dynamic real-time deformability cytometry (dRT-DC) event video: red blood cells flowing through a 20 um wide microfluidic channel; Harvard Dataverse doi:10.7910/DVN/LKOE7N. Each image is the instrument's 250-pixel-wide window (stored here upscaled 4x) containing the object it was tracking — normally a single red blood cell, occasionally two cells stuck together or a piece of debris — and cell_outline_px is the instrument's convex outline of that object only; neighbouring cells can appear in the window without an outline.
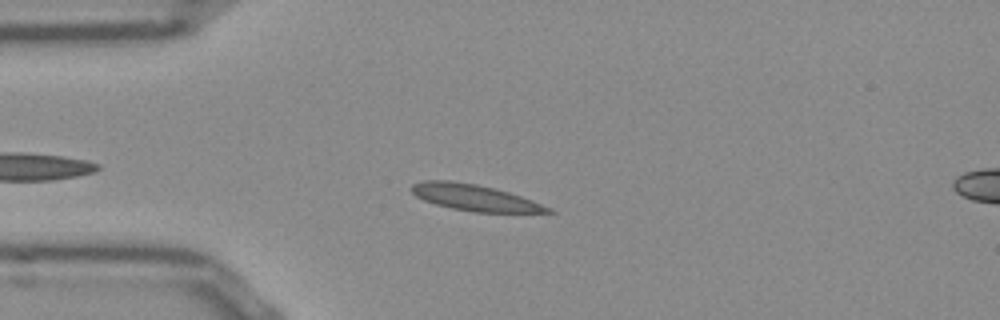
{"species": "Egyptian fruit bat (a non-hibernating species)", "species_latin": "Rousettus aegyptiacus", "temperature_condition": "room temperature", "stored_images_in_passage": 34, "camera_frame_rate_fps": 3000, "um_per_image_px": 0.085, "frame": {"image": 1, "passage_image": 7, "time_ms": 2.0, "image_size_px": [1000, 320], "cell_outline_px": [[556, 212], [476, 212], [452, 208], [436, 204], [424, 200], [416, 196], [412, 192], [412, 184], [424, 180], [452, 180], [476, 184], [508, 192], [532, 200], [552, 208]], "centroid_in_image_um": [40.33, 16.79], "position_along_channel_um": 44.7, "area_um2": 20.58}}
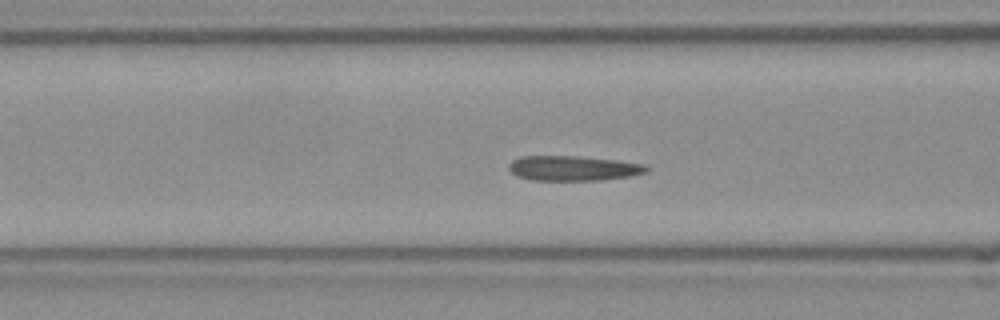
{"frame": {"image": 2, "passage_image": 14, "time_ms": 4.333, "image_size_px": [1000, 320], "cell_outline_px": [[648, 168], [644, 172], [628, 176], [600, 180], [532, 180], [516, 176], [508, 168], [508, 164], [512, 160], [520, 156], [576, 156], [612, 160], [644, 164]], "centroid_in_image_um": [48.63, 14.3], "position_along_channel_um": 118.0, "area_um2": 19.71}}
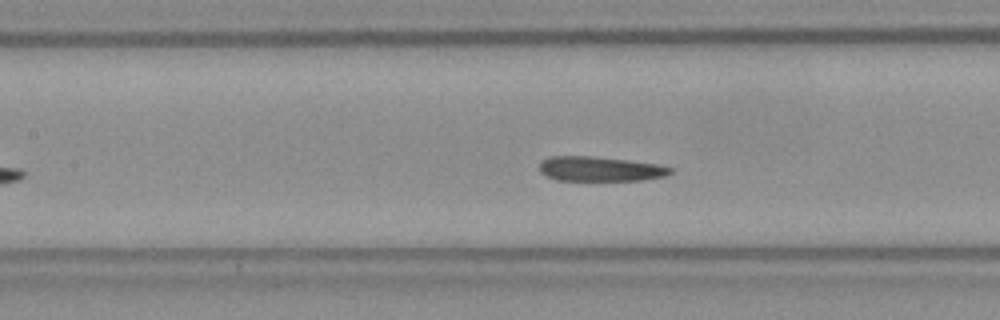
{"frame": {"image": 3, "passage_image": 17, "time_ms": 5.333, "image_size_px": [1000, 320], "cell_outline_px": [[672, 172], [664, 176], [640, 180], [556, 180], [540, 172], [540, 160], [548, 156], [592, 156], [628, 160], [656, 164], [672, 168]], "centroid_in_image_um": [50.96, 14.35], "position_along_channel_um": 156.4, "area_um2": 18.73}, "authors_computed_cell_mechanics": {"area_um2": 20.1144, "velocity_mm_per_s": 3.8295, "shape_relaxation_time_tau1_ms": null, "shape_relaxation_time_tau2_ms": 9.0709, "deformation_change_tau1": null, "deformation_change_tau2": 0.1579}}